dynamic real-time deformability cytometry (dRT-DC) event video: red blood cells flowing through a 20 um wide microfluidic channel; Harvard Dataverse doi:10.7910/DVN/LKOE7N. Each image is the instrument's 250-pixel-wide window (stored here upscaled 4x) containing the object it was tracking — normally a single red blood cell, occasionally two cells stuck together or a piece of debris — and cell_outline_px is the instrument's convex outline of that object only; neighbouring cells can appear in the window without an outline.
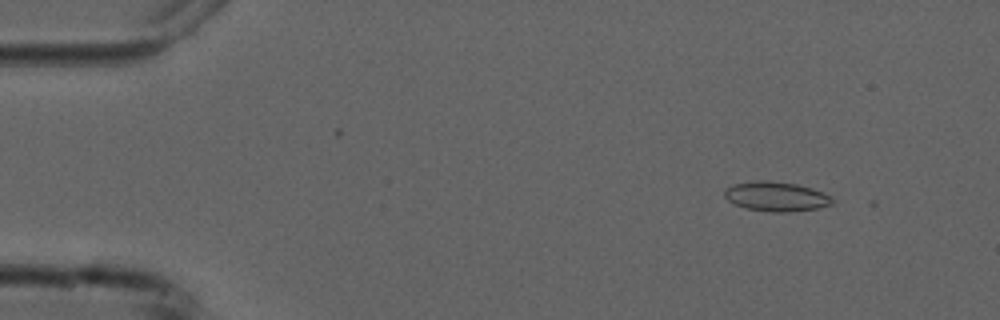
{"species": "common noctule bat (a hibernating species)", "species_latin": "Nyctalus noctula", "temperature_condition": "cold", "stored_images_in_passage": 5, "camera_frame_rate_fps": 3000, "um_per_image_px": 0.085, "animal": {"sex": "male", "forearm_length_mm": 52.5}, "frame": {"image": 1, "passage_image": 2, "time_ms": 1.333, "image_size_px": [1000, 320], "cell_outline_px": [[832, 204], [816, 208], [788, 212], [772, 212], [748, 208], [736, 204], [728, 200], [724, 196], [724, 192], [728, 188], [736, 184], [756, 180], [768, 180], [796, 184], [812, 188], [824, 192], [832, 196]], "centroid_in_image_um": [66.01, 16.69], "position_along_channel_um": 19.0, "area_um2": 18.32}}
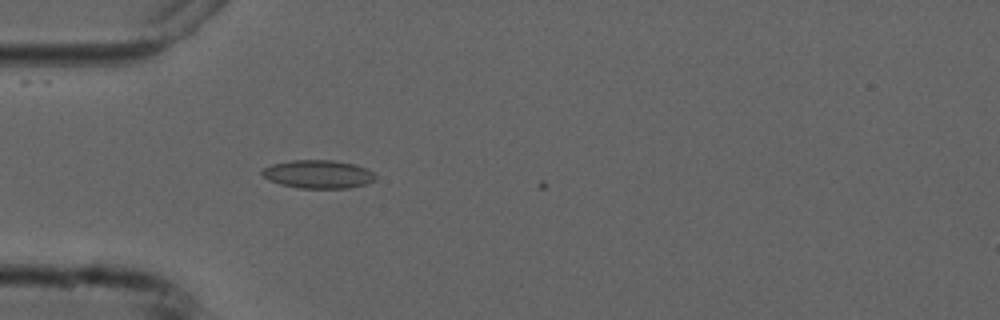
{"frame": {"image": 2, "passage_image": 5, "time_ms": 4.667, "image_size_px": [1000, 320], "cell_outline_px": [[376, 180], [364, 184], [348, 188], [300, 188], [280, 184], [268, 180], [260, 172], [264, 168], [272, 164], [292, 160], [332, 160], [356, 164], [372, 172], [376, 176]], "centroid_in_image_um": [27.04, 14.8], "position_along_channel_um": 58.0, "area_um2": 18.61}}